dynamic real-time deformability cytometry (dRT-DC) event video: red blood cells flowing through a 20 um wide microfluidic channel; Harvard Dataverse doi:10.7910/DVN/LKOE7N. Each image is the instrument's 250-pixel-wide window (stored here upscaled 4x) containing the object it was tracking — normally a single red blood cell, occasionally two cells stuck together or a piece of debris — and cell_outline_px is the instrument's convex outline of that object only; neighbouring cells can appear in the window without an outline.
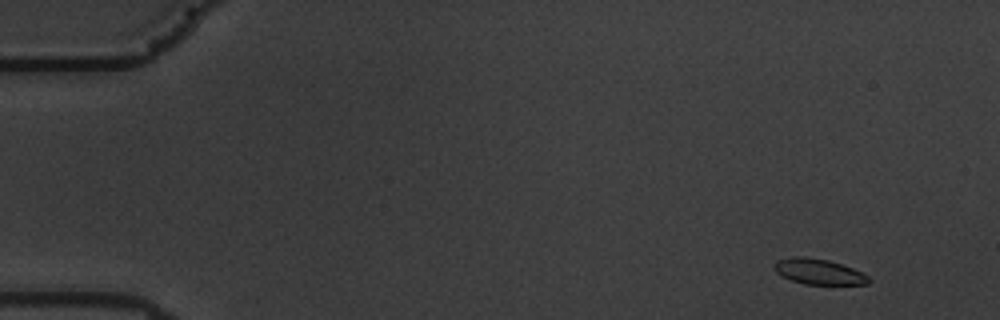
{"species": "common noctule bat (a hibernating species)", "species_latin": "Nyctalus noctula", "temperature_condition": "warm", "stored_images_in_passage": 57, "camera_frame_rate_fps": 3000, "um_per_image_px": 0.085, "animal": {"sex": "male", "body_mass_g": 19.5, "forearm_length_mm": 54.6}, "frame": {"image": 1, "passage_image": 3, "time_ms": 0.667, "image_size_px": [1000, 320], "cell_outline_px": [[872, 280], [868, 284], [804, 284], [792, 280], [776, 272], [772, 268], [780, 260], [792, 256], [804, 256], [828, 260], [852, 268], [868, 276]], "centroid_in_image_um": [69.6, 23.09], "position_along_channel_um": 15.4, "area_um2": 13.81}}
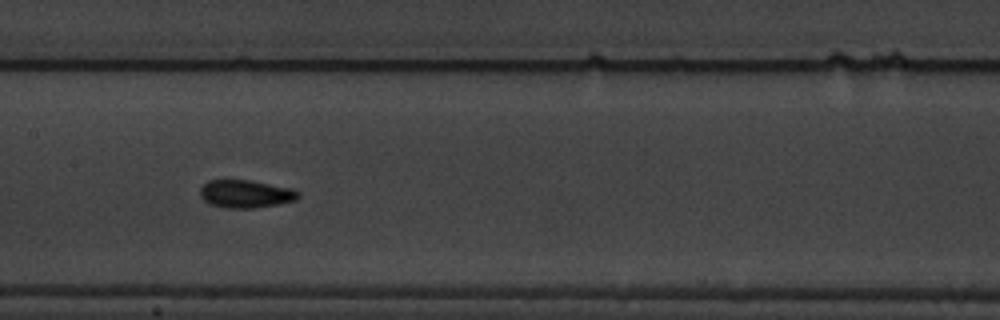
{"frame": {"image": 2, "passage_image": 28, "time_ms": 9.0, "image_size_px": [1000, 320], "cell_outline_px": [[300, 196], [296, 200], [276, 204], [252, 208], [224, 208], [212, 204], [204, 200], [200, 196], [200, 188], [208, 180], [252, 180], [288, 188], [300, 192]], "centroid_in_image_um": [20.86, 16.47], "position_along_channel_um": 186.5, "area_um2": 15.78}}
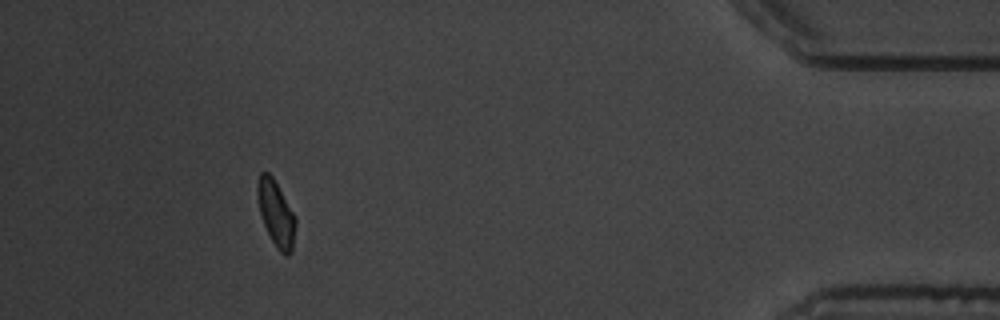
{"frame": {"image": 3, "passage_image": 52, "time_ms": 17.0, "image_size_px": [1000, 320], "cell_outline_px": [[296, 224], [292, 252], [288, 256], [284, 256], [276, 248], [264, 224], [260, 212], [256, 196], [256, 188], [260, 172], [268, 172], [272, 176], [296, 216]], "centroid_in_image_um": [23.47, 18.16], "position_along_channel_um": 411.7, "area_um2": 14.68}, "authors_computed_cell_mechanics": {"area_um2": 14.9124, "velocity_mm_per_s": 3.5061, "shape_relaxation_time_tau1_ms": null, "shape_relaxation_time_tau2_ms": 1.9303, "deformation_change_tau1": null, "deformation_change_tau2": 0.0588}}